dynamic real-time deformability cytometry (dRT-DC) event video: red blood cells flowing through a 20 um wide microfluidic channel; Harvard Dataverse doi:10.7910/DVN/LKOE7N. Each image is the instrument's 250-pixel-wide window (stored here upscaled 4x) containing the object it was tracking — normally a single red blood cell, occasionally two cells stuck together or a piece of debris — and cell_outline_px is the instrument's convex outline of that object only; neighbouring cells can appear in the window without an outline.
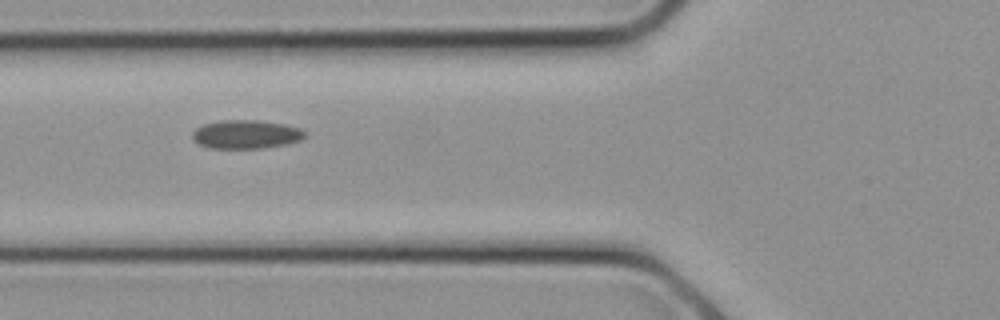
{"species": "common noctule bat (a hibernating species)", "species_latin": "Nyctalus noctula", "temperature_condition": "cold", "stored_images_in_passage": 16, "camera_frame_rate_fps": 3000, "um_per_image_px": 0.085, "animal": {"sex": "female", "body_mass_g": 21.9}, "frame": {"image": 1, "passage_image": 3, "time_ms": 0.667, "image_size_px": [1000, 320], "cell_outline_px": [[308, 136], [300, 140], [288, 144], [264, 148], [208, 148], [192, 140], [192, 132], [196, 128], [204, 124], [220, 120], [256, 120], [284, 124], [300, 128], [308, 132]], "centroid_in_image_um": [20.94, 11.42], "position_along_channel_um": 104.9, "area_um2": 19.02}}
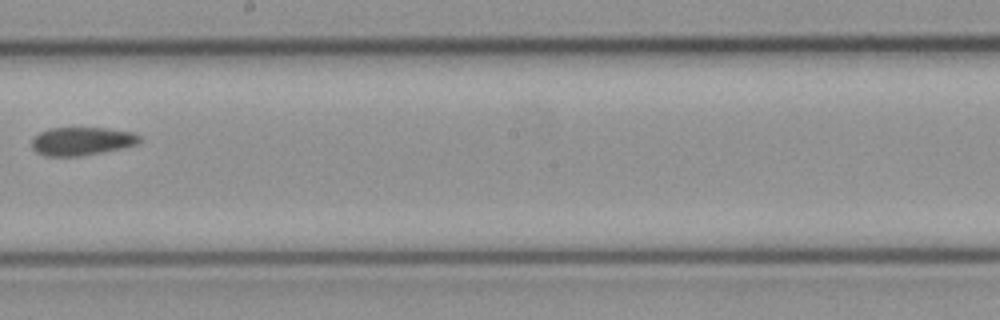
{"frame": {"image": 2, "passage_image": 8, "time_ms": 2.333, "image_size_px": [1000, 320], "cell_outline_px": [[140, 140], [136, 144], [120, 148], [80, 156], [44, 156], [36, 152], [32, 148], [32, 140], [40, 132], [52, 128], [108, 128], [136, 132], [140, 136]], "centroid_in_image_um": [6.95, 11.99], "position_along_channel_um": 241.2, "area_um2": 17.63}}
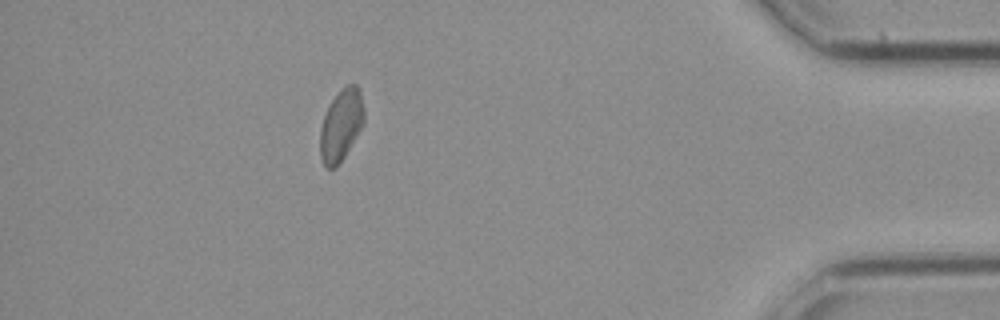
{"frame": {"image": 3, "passage_image": 16, "time_ms": 5.0, "image_size_px": [1000, 320], "cell_outline_px": [[364, 124], [340, 164], [336, 168], [328, 168], [324, 164], [320, 156], [320, 128], [324, 116], [332, 100], [340, 88], [348, 84], [356, 84], [360, 88], [364, 108]], "centroid_in_image_um": [29.01, 10.62], "position_along_channel_um": 406.2, "area_um2": 18.55}}